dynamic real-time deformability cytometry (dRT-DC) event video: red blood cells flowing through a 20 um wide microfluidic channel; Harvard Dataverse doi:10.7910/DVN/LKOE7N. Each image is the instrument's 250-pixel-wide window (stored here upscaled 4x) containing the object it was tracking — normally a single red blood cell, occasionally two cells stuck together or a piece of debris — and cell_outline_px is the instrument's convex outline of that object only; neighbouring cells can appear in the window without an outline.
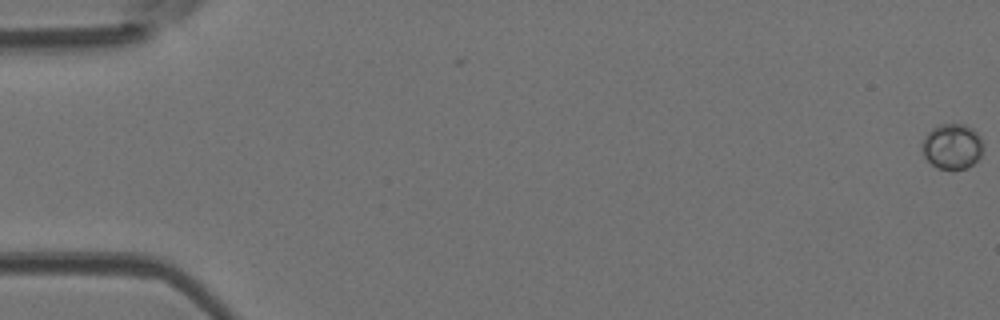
{"species": "Egyptian fruit bat (a non-hibernating species)", "species_latin": "Rousettus aegyptiacus", "temperature_condition": "room temperature", "stored_images_in_passage": 52, "camera_frame_rate_fps": 3000, "um_per_image_px": 0.085, "animal": {"sex": "female"}, "frame": {"image": 1, "passage_image": 1, "time_ms": 0.0, "image_size_px": [1000, 320], "cell_outline_px": [[984, 148], [980, 156], [968, 168], [936, 168], [924, 156], [920, 144], [924, 136], [932, 128], [940, 124], [964, 124], [972, 128], [980, 136], [984, 144]], "centroid_in_image_um": [80.93, 12.42], "position_along_channel_um": 4.1, "area_um2": 16.24}}
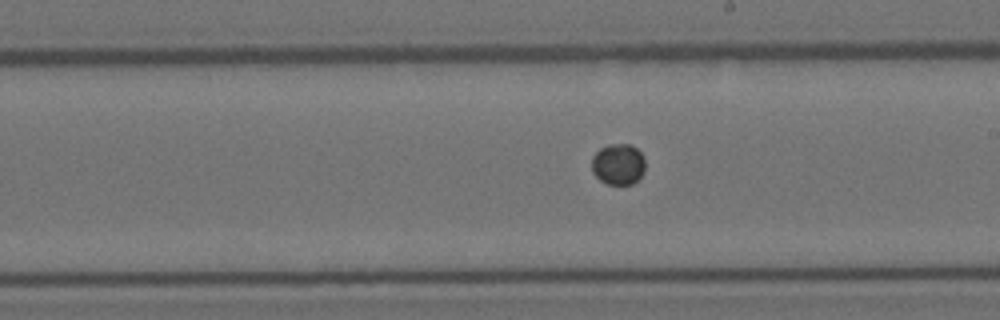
{"frame": {"image": 2, "passage_image": 30, "time_ms": 9.667, "image_size_px": [1000, 320], "cell_outline_px": [[644, 172], [632, 184], [608, 184], [600, 180], [592, 172], [592, 156], [600, 148], [608, 144], [628, 144], [636, 148], [644, 156]], "centroid_in_image_um": [52.54, 13.95], "position_along_channel_um": 236.5, "area_um2": 12.77}}
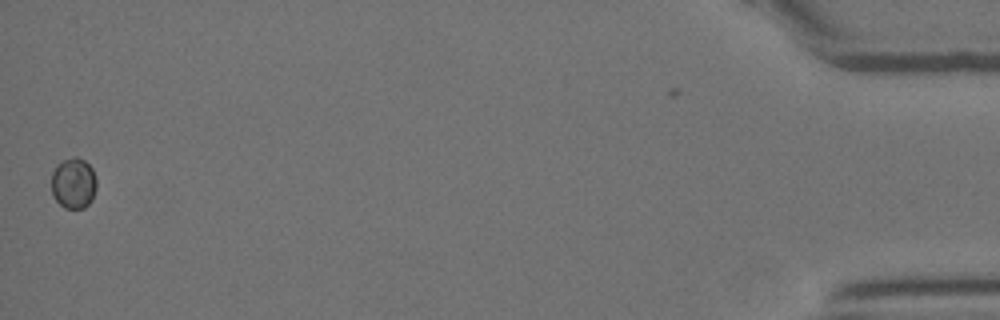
{"frame": {"image": 3, "passage_image": 51, "time_ms": 16.667, "image_size_px": [1000, 320], "cell_outline_px": [[96, 188], [92, 200], [84, 208], [64, 208], [52, 196], [52, 172], [56, 164], [64, 160], [76, 156], [84, 160], [92, 168], [96, 180]], "centroid_in_image_um": [6.24, 15.57], "position_along_channel_um": 429.0, "area_um2": 13.41}}